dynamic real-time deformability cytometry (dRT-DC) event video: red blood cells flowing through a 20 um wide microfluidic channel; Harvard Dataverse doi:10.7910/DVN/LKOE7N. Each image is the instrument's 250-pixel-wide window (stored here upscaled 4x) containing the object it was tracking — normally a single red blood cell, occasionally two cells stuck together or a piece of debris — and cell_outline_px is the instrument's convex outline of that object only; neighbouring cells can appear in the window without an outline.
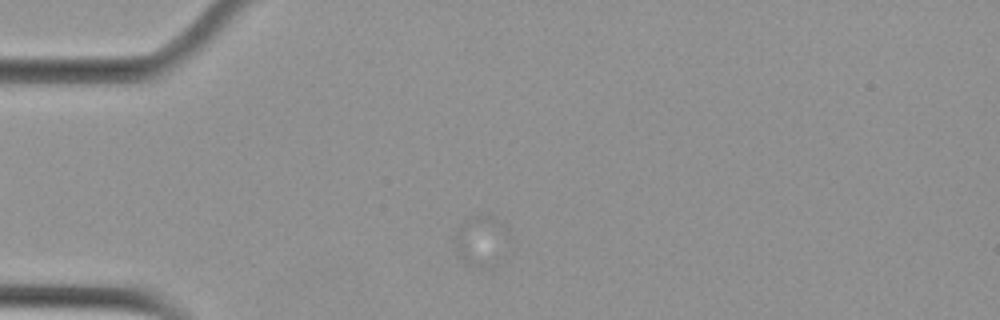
{"species": "Egyptian fruit bat (a non-hibernating species)", "species_latin": "Rousettus aegyptiacus", "temperature_condition": "cold", "stored_images_in_passage": 2, "camera_frame_rate_fps": 3000, "um_per_image_px": 0.085, "animal": {"sex": "female"}, "frame": {"image": 1, "passage_image": 1, "time_ms": 0.0, "image_size_px": [1000, 320], "cell_outline_px": [[512, 236], [476, 268], [460, 260], [456, 248], [456, 232], [460, 224], [464, 220], [472, 216], [484, 212], [488, 212], [508, 224]], "centroid_in_image_um": [40.85, 20.21], "position_along_channel_um": 44.1, "area_um2": 14.97}}